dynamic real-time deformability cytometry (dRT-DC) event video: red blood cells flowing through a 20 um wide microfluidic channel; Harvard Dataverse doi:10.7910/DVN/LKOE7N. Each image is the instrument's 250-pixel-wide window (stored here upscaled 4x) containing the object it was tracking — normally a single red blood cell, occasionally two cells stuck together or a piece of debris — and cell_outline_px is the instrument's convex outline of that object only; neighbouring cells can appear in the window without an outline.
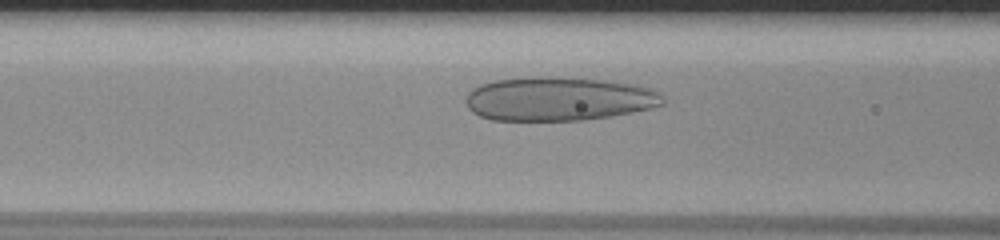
{"species": "human", "species_latin": "Homo sapiens", "temperature_condition": "room temperature", "stored_images_in_passage": 49, "camera_frame_rate_fps": 3000, "um_per_image_px": 0.085, "donor": {"sex": "male"}, "frame": {"image": 1, "passage_image": 17, "time_ms": 5.333, "image_size_px": [1000, 240], "cell_outline_px": [[664, 104], [632, 112], [608, 116], [580, 120], [492, 120], [480, 116], [472, 112], [468, 108], [464, 100], [468, 92], [472, 88], [480, 84], [492, 80], [532, 76], [548, 76], [612, 80], [636, 84], [660, 92], [664, 96]], "centroid_in_image_um": [47.45, 8.38], "position_along_channel_um": 119.1, "area_um2": 50.86}}
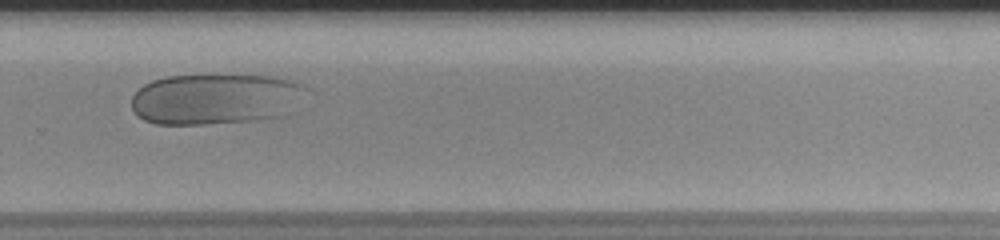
{"frame": {"image": 2, "passage_image": 33, "time_ms": 10.667, "image_size_px": [1000, 240], "cell_outline_px": [[308, 88], [288, 116], [252, 120], [204, 124], [156, 124], [144, 120], [132, 108], [132, 96], [144, 84], [152, 80], [168, 76], [268, 76], [292, 80], [304, 84]], "centroid_in_image_um": [18.35, 8.42], "position_along_channel_um": 311.4, "area_um2": 51.62}}
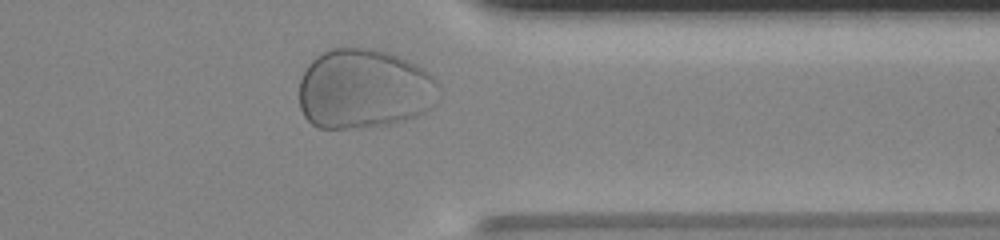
{"frame": {"image": 3, "passage_image": 39, "time_ms": 12.667, "image_size_px": [1000, 240], "cell_outline_px": [[440, 84], [428, 108], [424, 112], [416, 116], [392, 124], [348, 128], [320, 128], [312, 124], [304, 116], [300, 108], [300, 80], [308, 64], [316, 56], [332, 48], [372, 48], [388, 52], [408, 60], [424, 68]], "centroid_in_image_um": [30.91, 7.55], "position_along_channel_um": 380.5, "area_um2": 64.74}}